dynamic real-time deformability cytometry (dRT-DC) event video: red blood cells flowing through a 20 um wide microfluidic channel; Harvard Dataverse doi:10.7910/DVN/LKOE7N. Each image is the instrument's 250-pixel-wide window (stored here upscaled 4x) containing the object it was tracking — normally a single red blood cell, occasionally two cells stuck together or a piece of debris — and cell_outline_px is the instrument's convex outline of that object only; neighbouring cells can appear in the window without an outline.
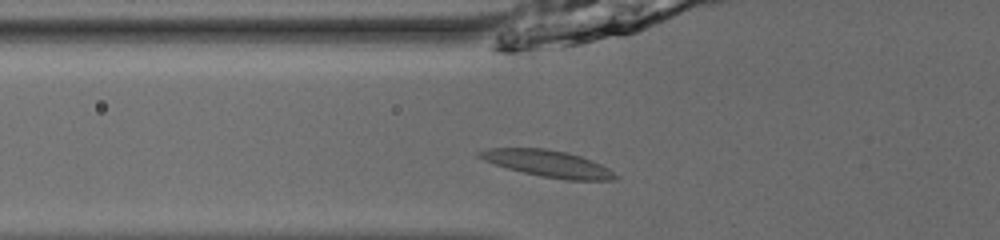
{"species": "common noctule bat (a hibernating species)", "species_latin": "Nyctalus noctula", "temperature_condition": "room temperature", "stored_images_in_passage": 35, "camera_frame_rate_fps": 3000, "um_per_image_px": 0.085, "animal": {"sex": "male", "body_mass_g": 13.0, "forearm_length_mm": 53.1}, "frame": {"image": 1, "passage_image": 3, "time_ms": 0.667, "image_size_px": [1000, 240], "cell_outline_px": [[620, 176], [616, 180], [564, 180], [540, 176], [508, 168], [484, 160], [476, 156], [476, 152], [488, 148], [544, 148], [568, 152], [592, 160], [608, 168]], "centroid_in_image_um": [46.6, 13.9], "position_along_channel_um": 79.2, "area_um2": 21.15}}
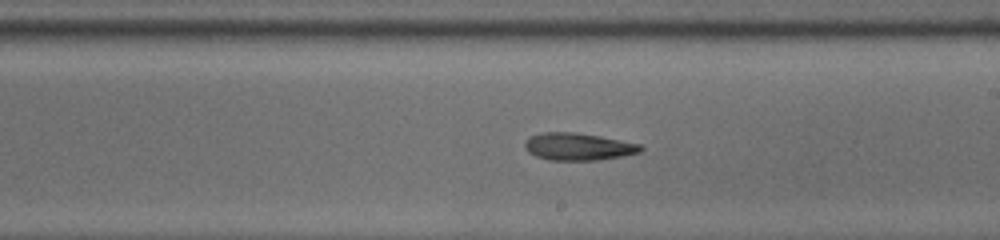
{"frame": {"image": 2, "passage_image": 15, "time_ms": 4.667, "image_size_px": [1000, 240], "cell_outline_px": [[644, 148], [640, 152], [600, 160], [548, 160], [536, 156], [528, 152], [524, 148], [524, 144], [532, 136], [544, 132], [572, 132], [600, 136], [640, 144]], "centroid_in_image_um": [49.15, 12.47], "position_along_channel_um": 239.9, "area_um2": 18.26}}
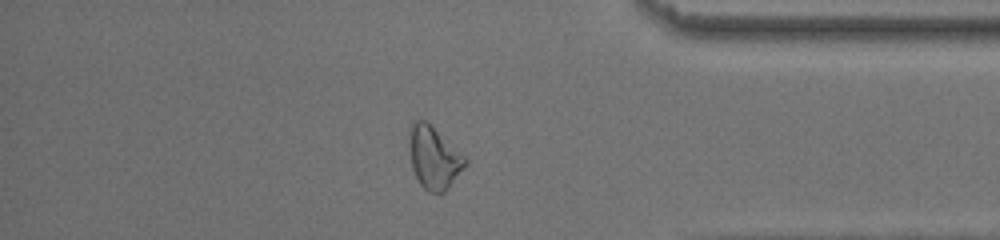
{"frame": {"image": 3, "passage_image": 28, "time_ms": 9.0, "image_size_px": [1000, 240], "cell_outline_px": [[468, 164], [448, 188], [444, 192], [428, 192], [420, 184], [412, 168], [408, 144], [412, 124], [416, 120], [424, 120], [464, 156], [468, 160]], "centroid_in_image_um": [36.88, 13.44], "position_along_channel_um": 398.3, "area_um2": 19.88}, "authors_computed_cell_mechanics": {"area_um2": 19.0162, "velocity_mm_per_s": 3.988, "shape_relaxation_time_tau1_ms": 4.1064, "shape_relaxation_time_tau2_ms": 3.2622, "deformation_change_tau1": 0.1245, "deformation_change_tau2": 0.1182}}